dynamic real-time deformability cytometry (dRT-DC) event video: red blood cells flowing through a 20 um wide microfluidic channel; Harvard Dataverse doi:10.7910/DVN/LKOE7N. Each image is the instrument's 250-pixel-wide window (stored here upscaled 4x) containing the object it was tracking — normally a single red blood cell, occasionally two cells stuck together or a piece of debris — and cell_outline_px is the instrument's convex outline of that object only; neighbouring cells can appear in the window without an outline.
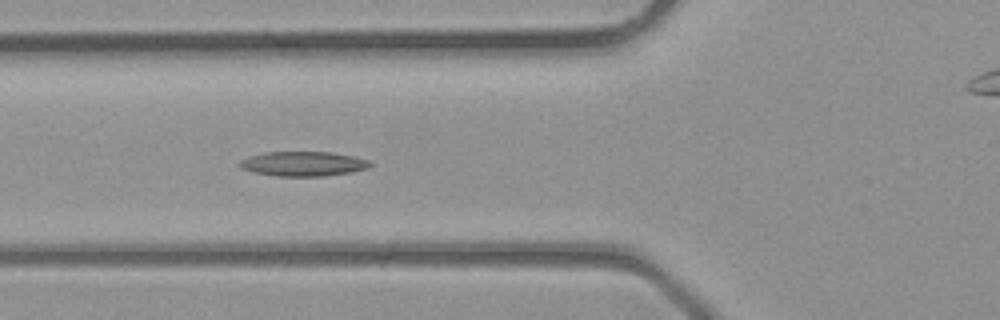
{"species": "common noctule bat (a hibernating species)", "species_latin": "Nyctalus noctula", "temperature_condition": "room temperature", "stored_images_in_passage": 39, "camera_frame_rate_fps": 3000, "um_per_image_px": 0.085, "animal": {"sex": "male", "body_mass_g": 23.1, "forearm_length_mm": 52.7}, "frame": {"image": 1, "passage_image": 14, "time_ms": 4.333, "image_size_px": [1000, 320], "cell_outline_px": [[372, 164], [368, 168], [352, 172], [324, 176], [276, 176], [252, 172], [240, 168], [236, 164], [240, 160], [248, 156], [264, 152], [332, 152], [356, 156], [368, 160]], "centroid_in_image_um": [25.74, 13.92], "position_along_channel_um": 100.1, "area_um2": 19.02}}
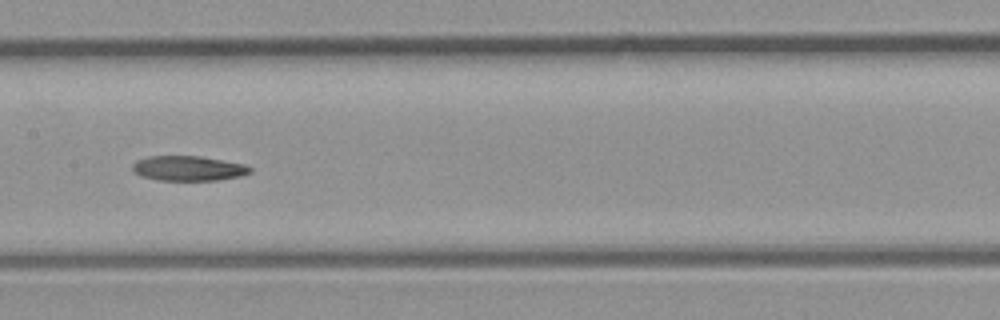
{"frame": {"image": 2, "passage_image": 19, "time_ms": 6.0, "image_size_px": [1000, 320], "cell_outline_px": [[252, 172], [240, 176], [216, 180], [160, 180], [140, 176], [132, 172], [132, 164], [136, 160], [148, 156], [200, 156], [244, 164], [252, 168]], "centroid_in_image_um": [15.97, 14.3], "position_along_channel_um": 191.4, "area_um2": 17.11}}
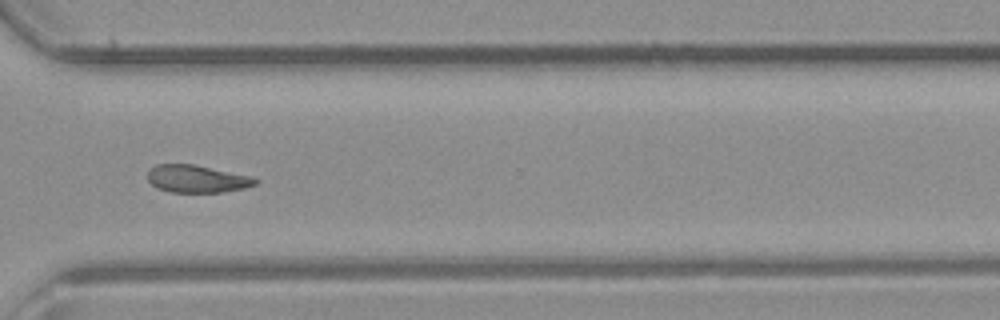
{"frame": {"image": 3, "passage_image": 28, "time_ms": 9.0, "image_size_px": [1000, 320], "cell_outline_px": [[260, 180], [256, 184], [244, 188], [224, 192], [168, 192], [156, 188], [148, 180], [148, 172], [156, 164], [192, 164], [248, 176]], "centroid_in_image_um": [16.7, 15.21], "position_along_channel_um": 353.9, "area_um2": 17.05}}